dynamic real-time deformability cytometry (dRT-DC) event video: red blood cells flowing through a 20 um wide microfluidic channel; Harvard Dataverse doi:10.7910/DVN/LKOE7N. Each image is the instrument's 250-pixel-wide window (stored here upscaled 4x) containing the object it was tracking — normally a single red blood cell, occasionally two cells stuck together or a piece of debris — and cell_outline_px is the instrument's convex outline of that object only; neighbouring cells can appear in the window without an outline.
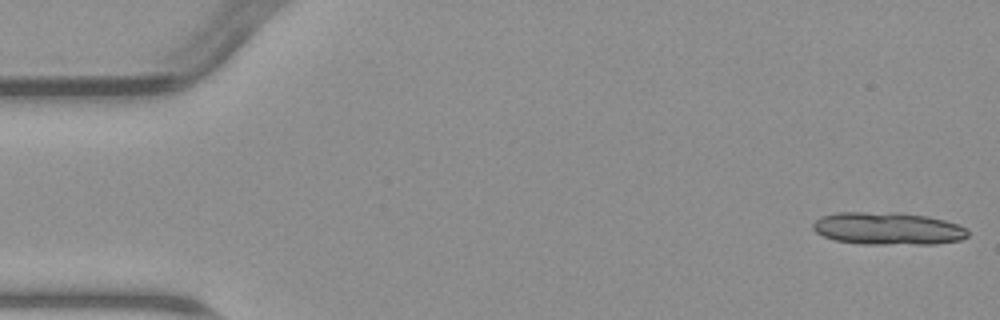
{"species": "common noctule bat (a hibernating species)", "species_latin": "Nyctalus noctula", "temperature_condition": "warm", "stored_images_in_passage": 5, "segment_of_instrument_passage": [1, 2], "camera_frame_rate_fps": 3000, "um_per_image_px": 0.085, "animal": {"sex": "male", "body_mass_g": 23.1, "forearm_length_mm": 52.7}, "frame": {"image": 1, "passage_image": 1, "time_ms": 0.0, "image_size_px": [1000, 320], "cell_outline_px": [[968, 236], [960, 240], [936, 244], [860, 244], [836, 240], [824, 236], [816, 232], [812, 228], [812, 224], [820, 216], [836, 212], [900, 212], [928, 216], [960, 224], [968, 232]], "centroid_in_image_um": [75.47, 19.42], "position_along_channel_um": 9.5, "area_um2": 29.65}}